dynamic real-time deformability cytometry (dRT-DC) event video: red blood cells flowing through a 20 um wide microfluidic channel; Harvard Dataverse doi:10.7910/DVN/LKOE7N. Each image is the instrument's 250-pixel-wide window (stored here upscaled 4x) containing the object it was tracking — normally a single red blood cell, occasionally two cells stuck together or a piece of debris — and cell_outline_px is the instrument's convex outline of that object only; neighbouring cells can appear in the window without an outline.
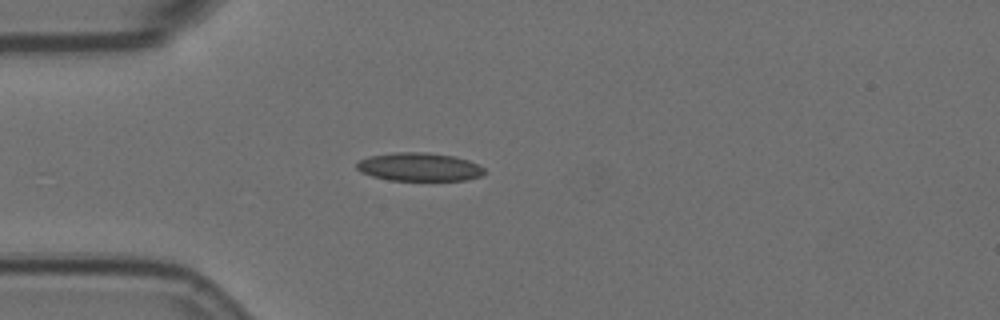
{"species": "Egyptian fruit bat (a non-hibernating species)", "species_latin": "Rousettus aegyptiacus", "temperature_condition": "room temperature", "stored_images_in_passage": 2, "camera_frame_rate_fps": 3000, "um_per_image_px": 0.085, "animal": {"sex": "female"}, "frame": {"image": 1, "passage_image": 2, "time_ms": 0.333, "image_size_px": [1000, 320], "cell_outline_px": [[484, 172], [480, 176], [464, 180], [388, 180], [372, 176], [360, 172], [356, 168], [356, 164], [360, 160], [368, 156], [396, 152], [424, 152], [452, 156], [468, 160], [484, 168]], "centroid_in_image_um": [35.58, 14.19], "position_along_channel_um": 49.4, "area_um2": 20.92}}